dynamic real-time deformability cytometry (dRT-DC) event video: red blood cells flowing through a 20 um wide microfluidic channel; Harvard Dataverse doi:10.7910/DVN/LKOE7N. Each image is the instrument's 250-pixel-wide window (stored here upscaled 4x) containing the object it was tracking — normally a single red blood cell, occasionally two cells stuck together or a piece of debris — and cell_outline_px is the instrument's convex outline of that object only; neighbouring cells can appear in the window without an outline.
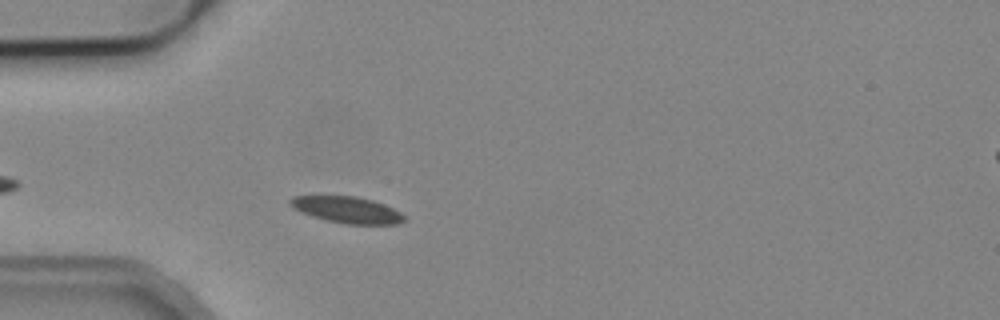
{"species": "common noctule bat (a hibernating species)", "species_latin": "Nyctalus noctula", "temperature_condition": "cold", "stored_images_in_passage": 3, "camera_frame_rate_fps": 3000, "um_per_image_px": 0.085, "animal": {"sex": "male", "body_mass_g": 19.2, "forearm_length_mm": 51.8}, "frame": {"image": 1, "passage_image": 3, "time_ms": 2.333, "image_size_px": [1000, 320], "cell_outline_px": [[408, 220], [400, 224], [344, 224], [312, 216], [300, 212], [292, 208], [288, 204], [288, 200], [292, 196], [356, 196], [372, 200], [384, 204], [400, 212]], "centroid_in_image_um": [29.49, 17.83], "position_along_channel_um": 55.5, "area_um2": 17.69}}